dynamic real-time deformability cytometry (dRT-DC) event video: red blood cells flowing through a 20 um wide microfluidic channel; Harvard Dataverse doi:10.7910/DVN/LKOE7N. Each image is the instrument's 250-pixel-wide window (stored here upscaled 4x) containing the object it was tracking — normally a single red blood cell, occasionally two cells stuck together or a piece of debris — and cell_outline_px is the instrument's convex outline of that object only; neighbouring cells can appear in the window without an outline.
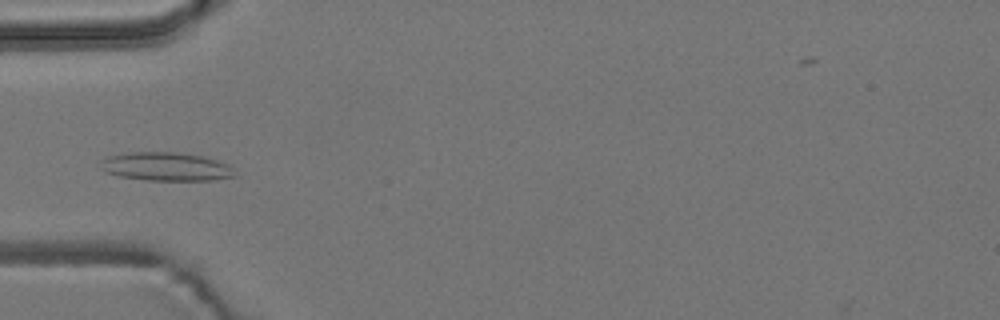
{"species": "common noctule bat (a hibernating species)", "species_latin": "Nyctalus noctula", "temperature_condition": "room temperature", "stored_images_in_passage": 8, "camera_frame_rate_fps": 3000, "um_per_image_px": 0.085, "animal": {"sex": "male", "body_mass_g": 19.2, "forearm_length_mm": 51.8}, "frame": {"image": 1, "passage_image": 3, "time_ms": 2.333, "image_size_px": [1000, 320], "cell_outline_px": [[236, 176], [212, 180], [148, 180], [120, 176], [104, 172], [100, 160], [108, 156], [132, 152], [176, 152], [204, 156], [228, 164], [232, 168]], "centroid_in_image_um": [14.12, 14.16], "position_along_channel_um": 70.9, "area_um2": 22.2}}
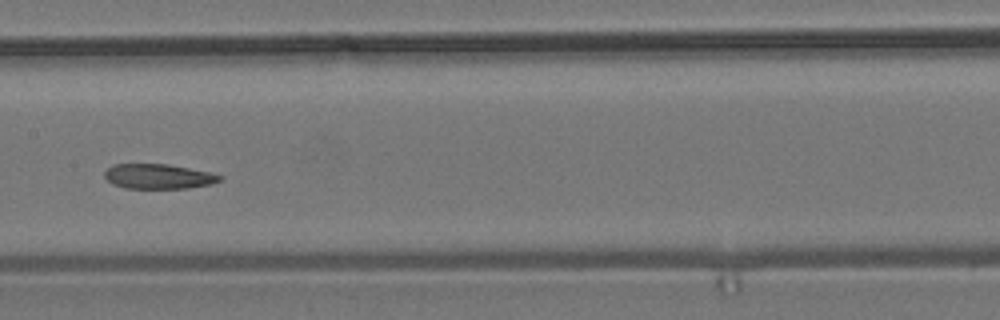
{"frame": {"image": 2, "passage_image": 6, "time_ms": 5.667, "image_size_px": [1000, 320], "cell_outline_px": [[224, 176], [220, 180], [212, 184], [188, 188], [124, 188], [112, 184], [104, 176], [104, 172], [112, 164], [168, 164], [212, 172]], "centroid_in_image_um": [13.48, 14.99], "position_along_channel_um": 193.9, "area_um2": 16.82}}
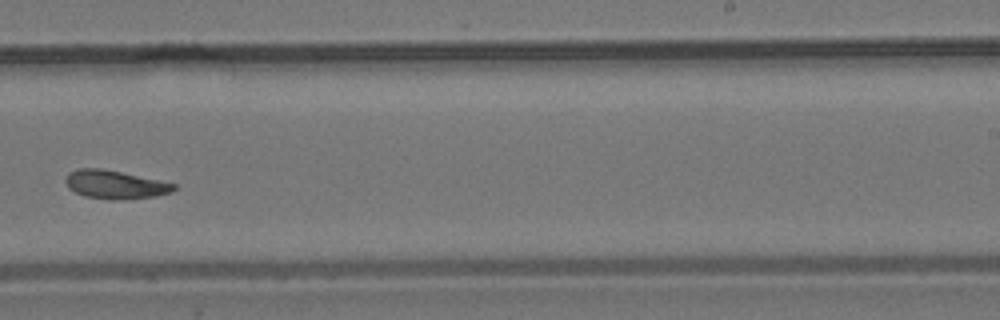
{"frame": {"image": 3, "passage_image": 8, "time_ms": 8.0, "image_size_px": [1000, 320], "cell_outline_px": [[176, 188], [172, 192], [156, 196], [124, 200], [108, 200], [84, 196], [68, 188], [64, 180], [68, 172], [80, 168], [100, 168], [120, 172], [176, 184]], "centroid_in_image_um": [9.75, 15.7], "position_along_channel_um": 279.2, "area_um2": 17.98}}